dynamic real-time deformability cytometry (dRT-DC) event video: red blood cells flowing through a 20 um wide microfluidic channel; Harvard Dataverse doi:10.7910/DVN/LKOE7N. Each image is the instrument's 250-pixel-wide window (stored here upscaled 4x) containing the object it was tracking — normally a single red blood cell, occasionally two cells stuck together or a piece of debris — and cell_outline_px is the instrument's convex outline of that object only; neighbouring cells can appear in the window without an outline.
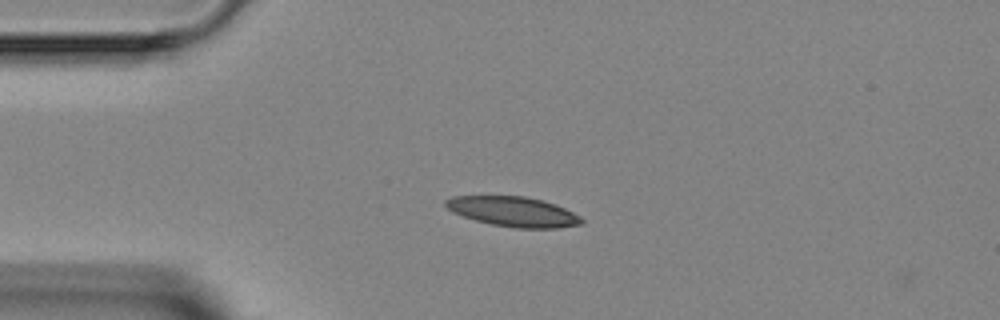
{"species": "Egyptian fruit bat (a non-hibernating species)", "species_latin": "Rousettus aegyptiacus", "temperature_condition": "room temperature", "stored_images_in_passage": 3, "camera_frame_rate_fps": 3000, "um_per_image_px": 0.085, "animal": {"sex": "female"}, "frame": {"image": 1, "passage_image": 1, "time_ms": 0.0, "image_size_px": [1000, 320], "cell_outline_px": [[584, 220], [580, 224], [560, 228], [512, 228], [492, 224], [476, 220], [452, 212], [444, 204], [444, 200], [452, 196], [524, 196], [544, 200], [556, 204], [580, 216]], "centroid_in_image_um": [43.63, 17.98], "position_along_channel_um": 41.4, "area_um2": 23.7}}
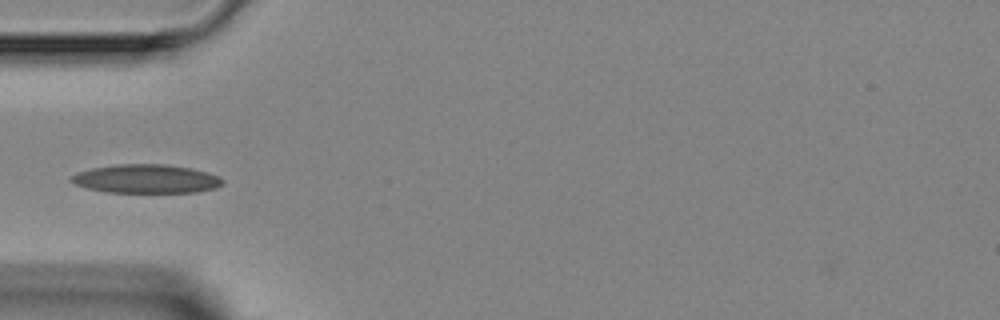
{"frame": {"image": 2, "passage_image": 2, "time_ms": 1.333, "image_size_px": [1000, 320], "cell_outline_px": [[224, 184], [216, 188], [196, 192], [104, 192], [88, 188], [76, 184], [68, 180], [68, 176], [92, 168], [116, 164], [168, 164], [192, 168], [208, 172], [220, 176], [224, 180]], "centroid_in_image_um": [12.46, 15.19], "position_along_channel_um": 72.5, "area_um2": 25.55}}
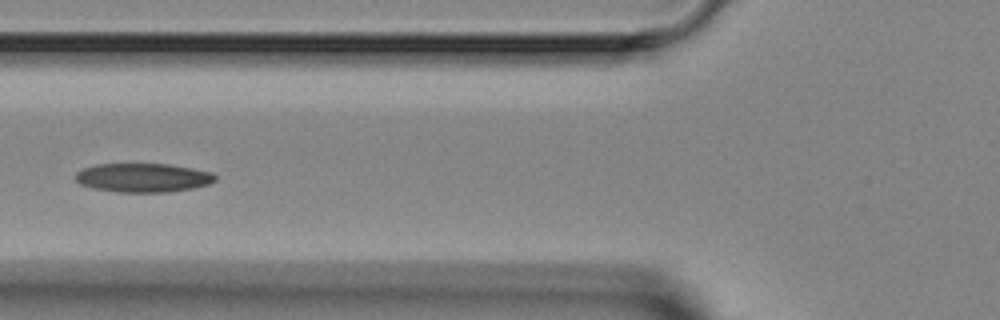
{"frame": {"image": 3, "passage_image": 3, "time_ms": 2.333, "image_size_px": [1000, 320], "cell_outline_px": [[216, 180], [208, 184], [192, 188], [168, 192], [116, 192], [92, 188], [80, 184], [76, 180], [76, 172], [84, 168], [96, 164], [168, 164], [192, 168], [212, 172], [216, 176]], "centroid_in_image_um": [12.15, 15.1], "position_along_channel_um": 113.6, "area_um2": 23.52}}